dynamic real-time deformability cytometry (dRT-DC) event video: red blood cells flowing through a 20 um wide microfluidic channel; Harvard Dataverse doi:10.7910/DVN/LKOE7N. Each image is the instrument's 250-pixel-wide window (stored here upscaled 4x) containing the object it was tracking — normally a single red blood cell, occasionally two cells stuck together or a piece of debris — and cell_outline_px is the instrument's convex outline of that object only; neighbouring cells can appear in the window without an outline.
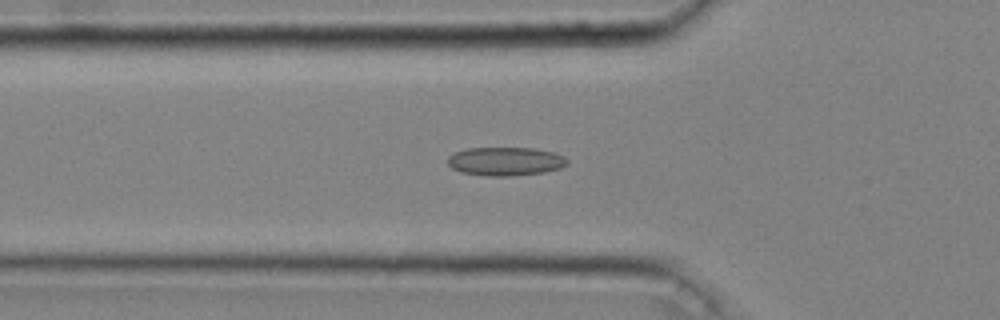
{"species": "common noctule bat (a hibernating species)", "species_latin": "Nyctalus noctula", "temperature_condition": "cold", "stored_images_in_passage": 45, "camera_frame_rate_fps": 3000, "um_per_image_px": 0.085, "animal": {"sex": "male", "body_mass_g": 20.4}, "frame": {"image": 1, "passage_image": 14, "time_ms": 4.333, "image_size_px": [1000, 320], "cell_outline_px": [[568, 164], [560, 168], [544, 172], [512, 176], [488, 176], [460, 172], [452, 168], [448, 164], [448, 156], [456, 152], [468, 148], [536, 148], [552, 152], [564, 156], [568, 160]], "centroid_in_image_um": [42.97, 13.71], "position_along_channel_um": 82.8, "area_um2": 19.94}}
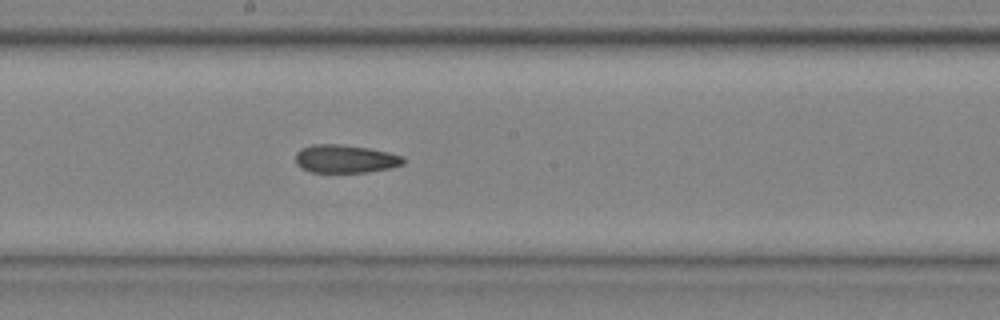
{"frame": {"image": 2, "passage_image": 24, "time_ms": 7.667, "image_size_px": [1000, 320], "cell_outline_px": [[404, 164], [392, 168], [368, 172], [312, 172], [300, 168], [296, 164], [296, 152], [300, 148], [312, 144], [340, 144], [368, 148], [388, 152], [404, 156]], "centroid_in_image_um": [29.34, 13.5], "position_along_channel_um": 218.9, "area_um2": 17.86}}
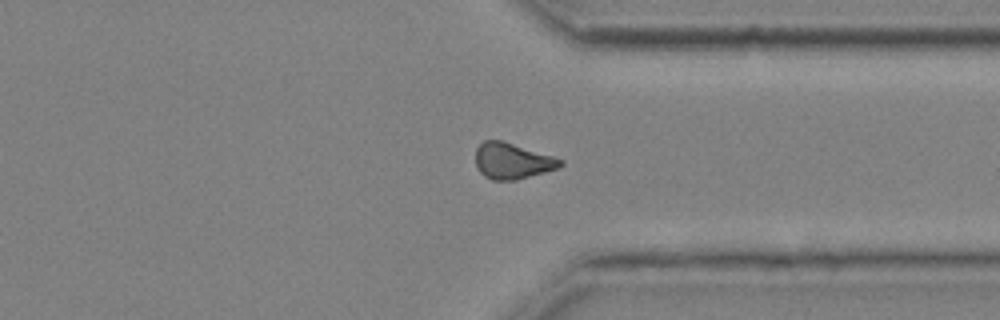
{"frame": {"image": 3, "passage_image": 35, "time_ms": 11.333, "image_size_px": [1000, 320], "cell_outline_px": [[564, 164], [560, 168], [516, 180], [492, 180], [484, 176], [480, 172], [476, 164], [476, 148], [484, 140], [504, 140], [564, 160]], "centroid_in_image_um": [43.56, 13.68], "position_along_channel_um": 367.8, "area_um2": 17.92}, "authors_computed_cell_mechanics": {"area_um2": 18.1492, "velocity_mm_per_s": 4.0717, "shape_relaxation_time_tau1_ms": null, "shape_relaxation_time_tau2_ms": 6.201, "deformation_change_tau1": null, "deformation_change_tau2": 0.1343}}